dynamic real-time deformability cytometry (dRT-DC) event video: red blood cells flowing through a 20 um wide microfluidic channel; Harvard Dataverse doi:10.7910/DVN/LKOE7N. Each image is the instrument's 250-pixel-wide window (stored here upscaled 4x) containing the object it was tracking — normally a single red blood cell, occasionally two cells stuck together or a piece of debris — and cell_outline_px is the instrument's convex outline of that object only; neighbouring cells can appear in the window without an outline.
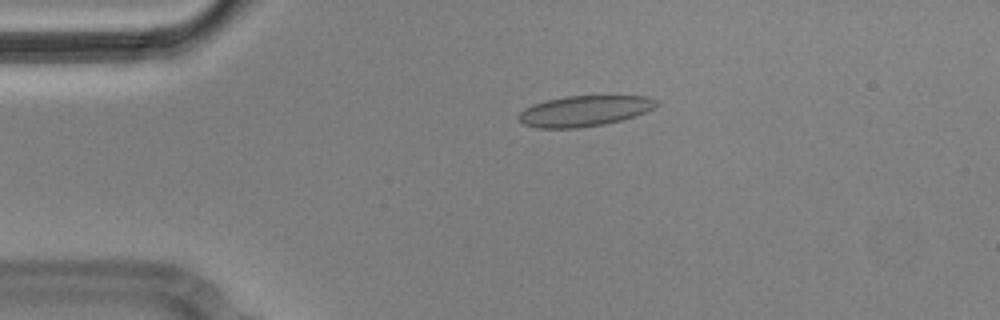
{"species": "Egyptian fruit bat (a non-hibernating species)", "species_latin": "Rousettus aegyptiacus", "temperature_condition": "cold", "stored_images_in_passage": 5, "camera_frame_rate_fps": 3000, "um_per_image_px": 0.085, "animal": {"sex": "male"}, "frame": {"image": 1, "passage_image": 4, "time_ms": 1.0, "image_size_px": [1000, 320], "cell_outline_px": [[660, 104], [644, 112], [620, 120], [604, 124], [576, 128], [536, 128], [524, 124], [516, 116], [524, 108], [532, 104], [544, 100], [564, 96], [648, 96], [656, 100]], "centroid_in_image_um": [49.61, 9.42], "position_along_channel_um": 35.4, "area_um2": 24.57}}